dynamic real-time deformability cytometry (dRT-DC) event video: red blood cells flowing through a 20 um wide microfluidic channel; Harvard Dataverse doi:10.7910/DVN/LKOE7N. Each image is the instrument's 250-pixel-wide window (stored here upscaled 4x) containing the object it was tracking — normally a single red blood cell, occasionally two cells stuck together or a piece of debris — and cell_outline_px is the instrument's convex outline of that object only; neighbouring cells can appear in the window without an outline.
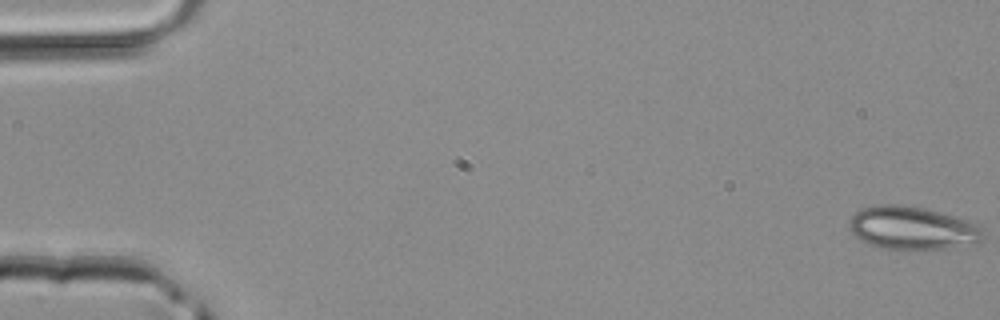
{"species": "common noctule bat (a hibernating species)", "species_latin": "Nyctalus noctula", "temperature_condition": "room temperature", "stored_images_in_passage": 5, "segment_of_instrument_passage": [1, 2], "camera_frame_rate_fps": 3000, "um_per_image_px": 0.085, "animal": {"sex": "male", "body_mass_g": 20.4}, "frame": {"image": 1, "passage_image": 1, "time_ms": 0.0, "image_size_px": [1000, 320], "cell_outline_px": [[984, 240], [976, 244], [924, 252], [904, 252], [880, 248], [868, 244], [860, 240], [848, 228], [848, 224], [852, 216], [860, 208], [876, 204], [900, 204], [924, 208], [952, 216], [976, 224], [980, 228], [984, 236]], "centroid_in_image_um": [77.52, 19.44], "position_along_channel_um": 7.5, "area_um2": 34.74}}